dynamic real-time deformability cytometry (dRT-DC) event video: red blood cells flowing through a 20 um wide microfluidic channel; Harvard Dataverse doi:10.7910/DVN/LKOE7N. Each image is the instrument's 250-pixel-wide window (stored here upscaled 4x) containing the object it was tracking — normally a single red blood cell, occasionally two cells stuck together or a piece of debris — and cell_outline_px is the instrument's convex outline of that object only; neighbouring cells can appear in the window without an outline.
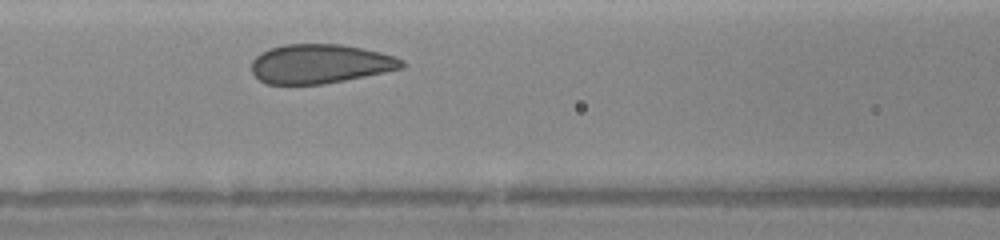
{"species": "human", "species_latin": "Homo sapiens", "temperature_condition": "warm", "stored_images_in_passage": 14, "camera_frame_rate_fps": 3000, "um_per_image_px": 0.085, "donor": {"sex": "female"}, "frame": {"image": 1, "passage_image": 7, "time_ms": 2.0, "image_size_px": [1000, 240], "cell_outline_px": [[404, 68], [324, 84], [268, 84], [260, 80], [252, 72], [252, 60], [260, 52], [284, 44], [340, 44], [380, 52], [396, 56], [404, 60]], "centroid_in_image_um": [27.21, 5.42], "position_along_channel_um": 139.4, "area_um2": 34.22}}
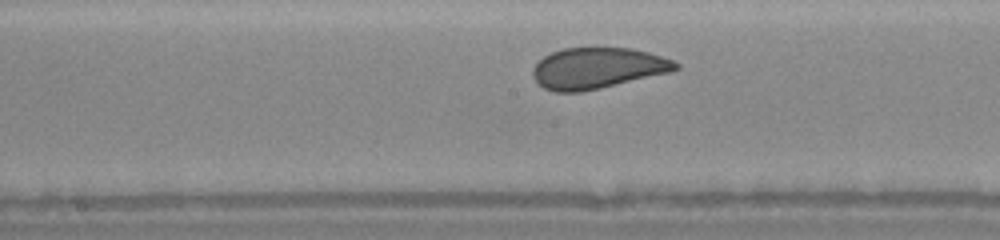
{"frame": {"image": 2, "passage_image": 10, "time_ms": 3.333, "image_size_px": [1000, 240], "cell_outline_px": [[680, 68], [668, 72], [600, 88], [580, 92], [556, 92], [544, 88], [532, 76], [532, 68], [544, 56], [552, 52], [564, 48], [632, 48], [648, 52], [672, 60], [680, 64]], "centroid_in_image_um": [50.76, 5.79], "position_along_channel_um": 197.4, "area_um2": 33.76}}